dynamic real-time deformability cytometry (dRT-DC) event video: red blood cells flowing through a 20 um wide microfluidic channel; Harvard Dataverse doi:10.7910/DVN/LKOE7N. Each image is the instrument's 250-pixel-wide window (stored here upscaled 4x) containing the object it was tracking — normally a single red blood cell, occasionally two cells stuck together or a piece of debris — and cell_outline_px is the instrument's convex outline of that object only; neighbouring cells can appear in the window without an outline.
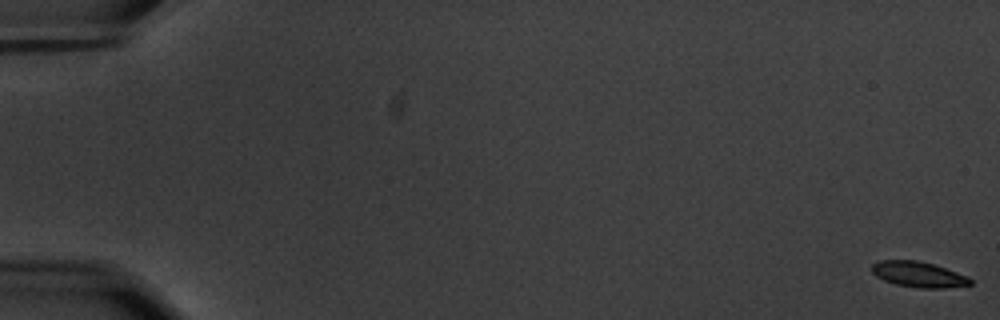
{"species": "common noctule bat (a hibernating species)", "species_latin": "Nyctalus noctula", "temperature_condition": "warm", "stored_images_in_passage": 61, "camera_frame_rate_fps": 3000, "um_per_image_px": 0.085, "animal": {"sex": "male", "body_mass_g": 20.1, "forearm_length_mm": 53.5}, "frame": {"image": 1, "passage_image": 1, "time_ms": 0.0, "image_size_px": [1000, 320], "cell_outline_px": [[972, 284], [944, 288], [920, 288], [896, 284], [884, 280], [876, 276], [872, 272], [872, 264], [880, 260], [916, 260], [932, 264], [968, 276], [972, 280]], "centroid_in_image_um": [78.06, 23.32], "position_along_channel_um": 6.9, "area_um2": 14.51}}
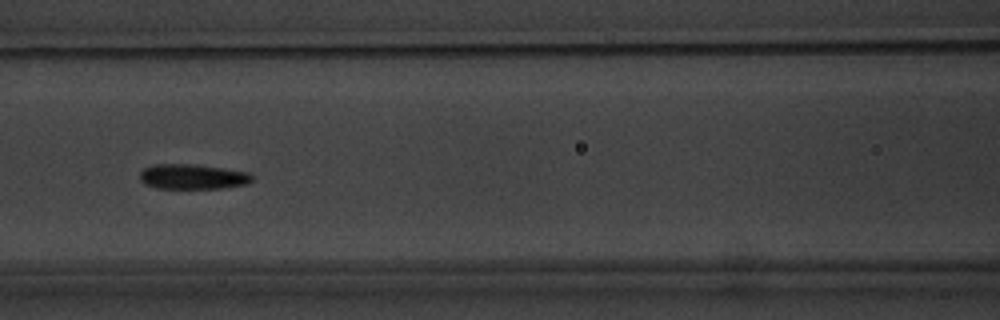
{"frame": {"image": 2, "passage_image": 28, "time_ms": 9.0, "image_size_px": [1000, 320], "cell_outline_px": [[252, 180], [248, 184], [224, 188], [156, 188], [144, 184], [140, 180], [140, 172], [144, 168], [152, 164], [188, 164], [224, 168], [248, 172], [252, 176]], "centroid_in_image_um": [16.36, 15.02], "position_along_channel_um": 150.2, "area_um2": 16.42}}
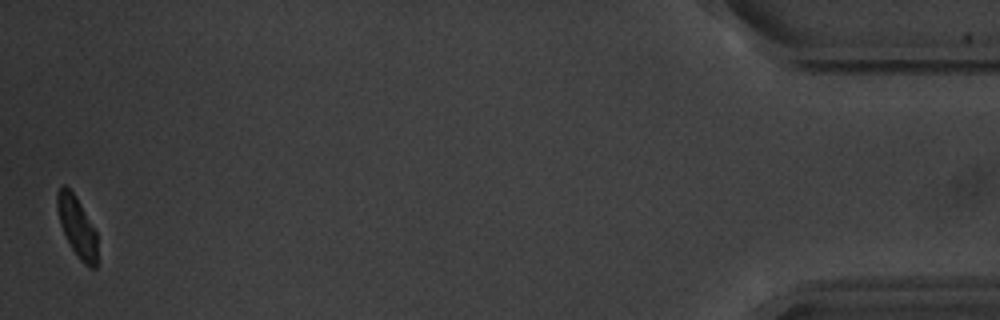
{"frame": {"image": 3, "passage_image": 59, "time_ms": 19.333, "image_size_px": [1000, 320], "cell_outline_px": [[96, 268], [88, 268], [80, 260], [72, 248], [60, 224], [56, 204], [56, 192], [60, 184], [64, 184], [76, 196], [96, 232]], "centroid_in_image_um": [6.52, 19.23], "position_along_channel_um": 428.7, "area_um2": 13.93}}